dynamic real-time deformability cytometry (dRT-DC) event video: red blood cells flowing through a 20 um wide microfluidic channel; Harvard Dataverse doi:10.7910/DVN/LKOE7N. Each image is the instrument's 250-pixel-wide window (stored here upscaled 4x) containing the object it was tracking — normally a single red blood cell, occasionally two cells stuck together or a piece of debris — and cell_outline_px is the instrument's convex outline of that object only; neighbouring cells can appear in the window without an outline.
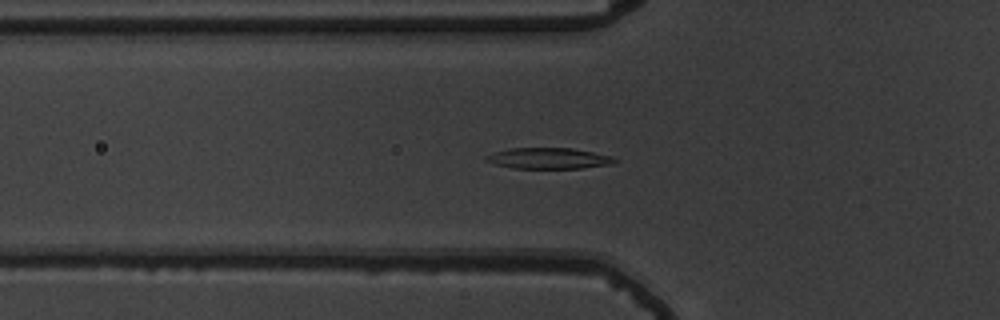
{"species": "common noctule bat (a hibernating species)", "species_latin": "Nyctalus noctula", "temperature_condition": "warm", "stored_images_in_passage": 56, "segment_of_instrument_passage": [1, 2], "camera_frame_rate_fps": 3000, "um_per_image_px": 0.085, "animal": {"sex": "male", "body_mass_g": 19.5, "forearm_length_mm": 54.6}, "frame": {"image": 1, "passage_image": 20, "time_ms": 6.333, "image_size_px": [1000, 320], "cell_outline_px": [[620, 160], [612, 164], [580, 168], [512, 168], [496, 164], [484, 160], [484, 156], [492, 152], [512, 148], [572, 148], [612, 156]], "centroid_in_image_um": [46.63, 13.45], "position_along_channel_um": 79.2, "area_um2": 15.72}}
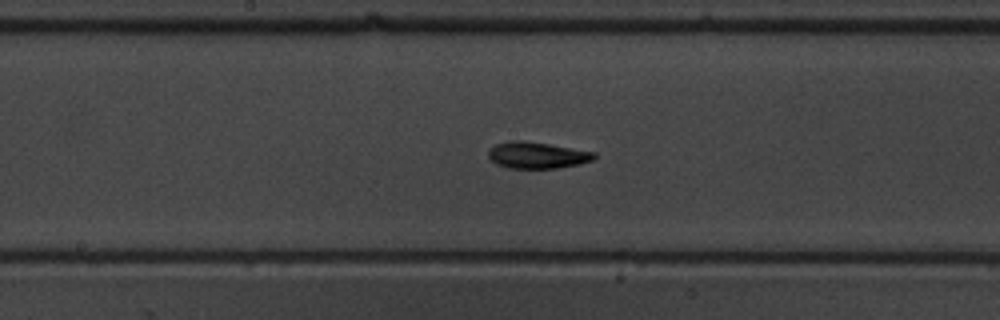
{"frame": {"image": 2, "passage_image": 30, "time_ms": 9.667, "image_size_px": [1000, 320], "cell_outline_px": [[596, 156], [592, 160], [560, 168], [508, 168], [496, 164], [488, 156], [488, 152], [496, 144], [512, 140], [524, 140], [596, 152]], "centroid_in_image_um": [45.64, 13.19], "position_along_channel_um": 202.6, "area_um2": 16.18}}
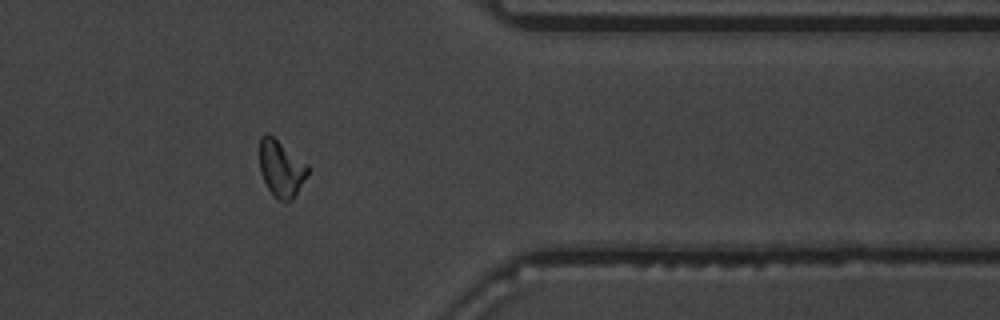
{"frame": {"image": 3, "passage_image": 46, "time_ms": 15.0, "image_size_px": [1000, 320], "cell_outline_px": [[308, 176], [292, 200], [276, 200], [268, 188], [260, 172], [260, 136], [264, 132], [268, 132], [308, 164]], "centroid_in_image_um": [23.9, 14.3], "position_along_channel_um": 387.5, "area_um2": 16.01}}